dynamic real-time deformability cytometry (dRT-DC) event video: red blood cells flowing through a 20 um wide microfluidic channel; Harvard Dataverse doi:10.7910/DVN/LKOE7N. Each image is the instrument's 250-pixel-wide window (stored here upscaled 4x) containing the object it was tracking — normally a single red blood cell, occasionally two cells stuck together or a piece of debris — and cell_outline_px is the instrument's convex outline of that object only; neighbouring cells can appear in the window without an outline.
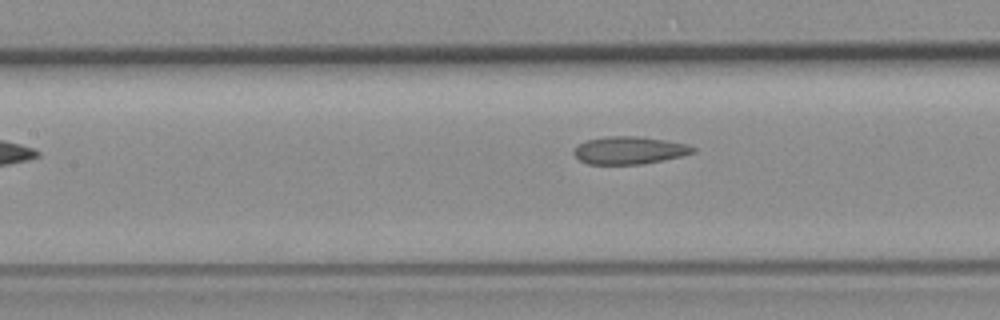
{"species": "common noctule bat (a hibernating species)", "species_latin": "Nyctalus noctula", "temperature_condition": "room temperature", "stored_images_in_passage": 6, "camera_frame_rate_fps": 3000, "um_per_image_px": 0.085, "animal": {"sex": "female", "body_mass_g": 19.3, "forearm_length_mm": 54.1}, "frame": {"image": 1, "passage_image": 6, "time_ms": 6.0, "image_size_px": [1000, 320], "cell_outline_px": [[696, 152], [684, 156], [644, 164], [588, 164], [580, 160], [572, 152], [580, 144], [588, 140], [604, 136], [636, 136], [668, 140], [688, 144], [696, 148]], "centroid_in_image_um": [53.56, 12.78], "position_along_channel_um": 153.8, "area_um2": 19.31}}